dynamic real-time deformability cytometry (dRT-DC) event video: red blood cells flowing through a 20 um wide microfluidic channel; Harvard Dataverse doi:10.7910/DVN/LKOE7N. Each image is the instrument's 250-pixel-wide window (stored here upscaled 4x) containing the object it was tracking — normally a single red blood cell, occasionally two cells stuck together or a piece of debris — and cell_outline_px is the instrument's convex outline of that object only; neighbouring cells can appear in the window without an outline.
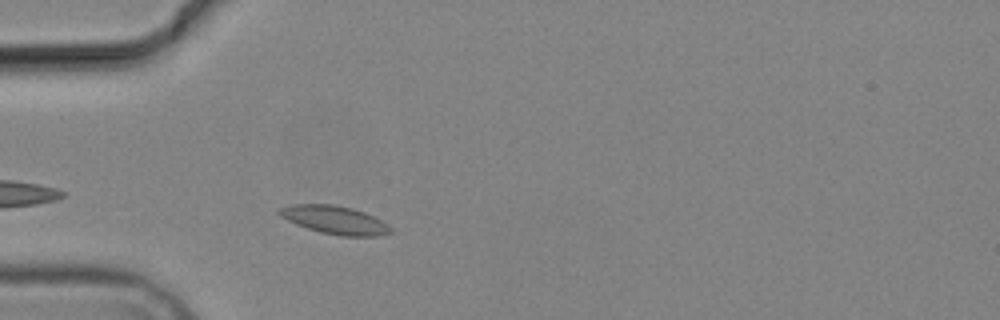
{"species": "common noctule bat (a hibernating species)", "species_latin": "Nyctalus noctula", "temperature_condition": "cold", "stored_images_in_passage": 2, "camera_frame_rate_fps": 3000, "um_per_image_px": 0.085, "animal": {"sex": "male", "body_mass_g": 19.2, "forearm_length_mm": 51.8}, "frame": {"image": 1, "passage_image": 2, "time_ms": 1.333, "image_size_px": [1000, 320], "cell_outline_px": [[392, 232], [380, 236], [340, 236], [320, 232], [296, 224], [280, 216], [276, 212], [276, 208], [292, 204], [332, 204], [352, 208], [364, 212], [388, 224], [392, 228]], "centroid_in_image_um": [28.43, 18.69], "position_along_channel_um": 56.6, "area_um2": 18.38}}